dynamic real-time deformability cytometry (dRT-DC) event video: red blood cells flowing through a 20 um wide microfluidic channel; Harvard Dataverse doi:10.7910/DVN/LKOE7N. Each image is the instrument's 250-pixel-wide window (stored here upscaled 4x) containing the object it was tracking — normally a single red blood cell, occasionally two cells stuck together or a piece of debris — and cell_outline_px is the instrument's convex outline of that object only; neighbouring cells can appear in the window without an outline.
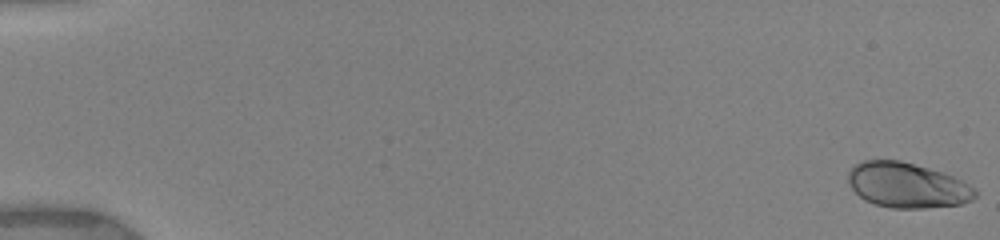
{"species": "human", "species_latin": "Homo sapiens", "temperature_condition": "warm", "stored_images_in_passage": 45, "camera_frame_rate_fps": 3000, "um_per_image_px": 0.085, "donor": {"sex": "female"}, "frame": {"image": 1, "passage_image": 1, "time_ms": 0.0, "image_size_px": [1000, 240], "cell_outline_px": [[976, 196], [972, 200], [960, 204], [924, 208], [892, 208], [876, 204], [864, 200], [852, 188], [848, 180], [848, 172], [852, 164], [864, 160], [900, 160], [944, 172], [976, 188]], "centroid_in_image_um": [77.1, 15.73], "position_along_channel_um": 7.9, "area_um2": 33.47}}
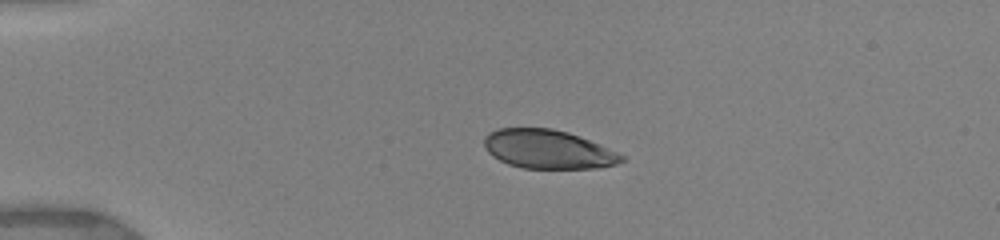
{"frame": {"image": 2, "passage_image": 31, "time_ms": 4.0, "image_size_px": [1000, 240], "cell_outline_px": [[624, 160], [616, 164], [596, 168], [520, 168], [508, 164], [492, 156], [488, 152], [484, 144], [484, 136], [488, 132], [500, 128], [552, 128], [568, 132], [608, 148], [624, 156]], "centroid_in_image_um": [46.54, 12.68], "position_along_channel_um": 38.5, "area_um2": 30.92}}